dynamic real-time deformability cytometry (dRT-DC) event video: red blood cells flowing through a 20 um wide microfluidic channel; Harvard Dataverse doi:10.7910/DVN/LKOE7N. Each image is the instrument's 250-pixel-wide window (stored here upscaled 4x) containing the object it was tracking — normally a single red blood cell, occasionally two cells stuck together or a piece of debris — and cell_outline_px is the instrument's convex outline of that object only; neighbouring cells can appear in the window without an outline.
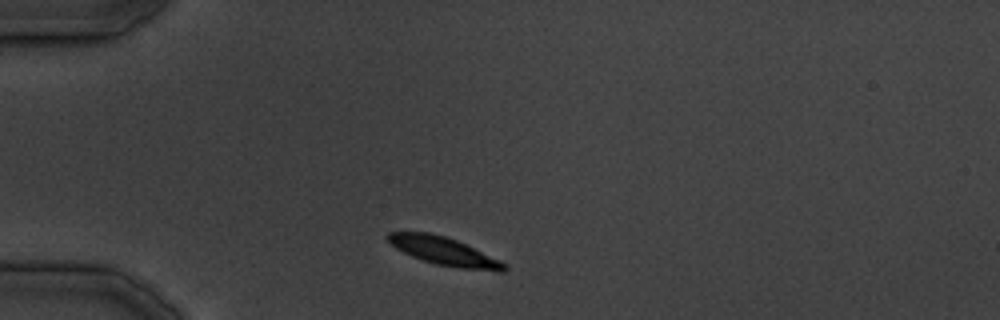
{"species": "common noctule bat (a hibernating species)", "species_latin": "Nyctalus noctula", "temperature_condition": "cold", "stored_images_in_passage": 8, "camera_frame_rate_fps": 3000, "um_per_image_px": 0.085, "animal": {"sex": "male", "body_mass_g": 19.5, "forearm_length_mm": 54.6}, "frame": {"image": 1, "passage_image": 1, "time_ms": 0.0, "image_size_px": [1000, 320], "cell_outline_px": [[508, 268], [504, 272], [496, 272], [460, 268], [436, 264], [412, 256], [396, 248], [384, 236], [388, 232], [428, 232], [444, 236], [456, 240], [500, 260], [508, 264]], "centroid_in_image_um": [37.78, 21.37], "position_along_channel_um": 47.2, "area_um2": 18.96}}